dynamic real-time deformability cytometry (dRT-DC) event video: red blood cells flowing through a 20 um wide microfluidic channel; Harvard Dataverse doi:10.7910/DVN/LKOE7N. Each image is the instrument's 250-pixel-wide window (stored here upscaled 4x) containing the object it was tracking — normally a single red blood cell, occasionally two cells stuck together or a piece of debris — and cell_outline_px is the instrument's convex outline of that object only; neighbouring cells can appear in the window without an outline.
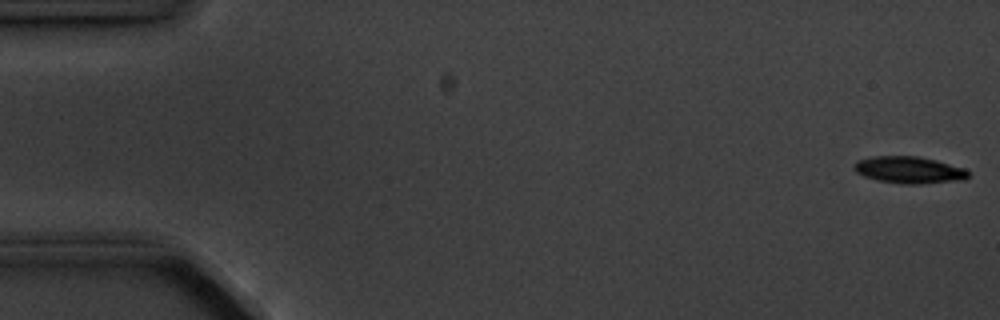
{"species": "common noctule bat (a hibernating species)", "species_latin": "Nyctalus noctula", "temperature_condition": "cold", "stored_images_in_passage": 6, "camera_frame_rate_fps": 3000, "um_per_image_px": 0.085, "animal": {"sex": "male", "body_mass_g": 20.1, "forearm_length_mm": 53.5}, "frame": {"image": 1, "passage_image": 1, "time_ms": 0.0, "image_size_px": [1000, 320], "cell_outline_px": [[968, 176], [964, 180], [920, 184], [904, 184], [880, 180], [864, 176], [856, 172], [852, 168], [852, 164], [856, 160], [872, 156], [920, 156], [936, 160], [964, 168], [968, 172]], "centroid_in_image_um": [77.24, 14.43], "position_along_channel_um": 7.8, "area_um2": 17.98}}
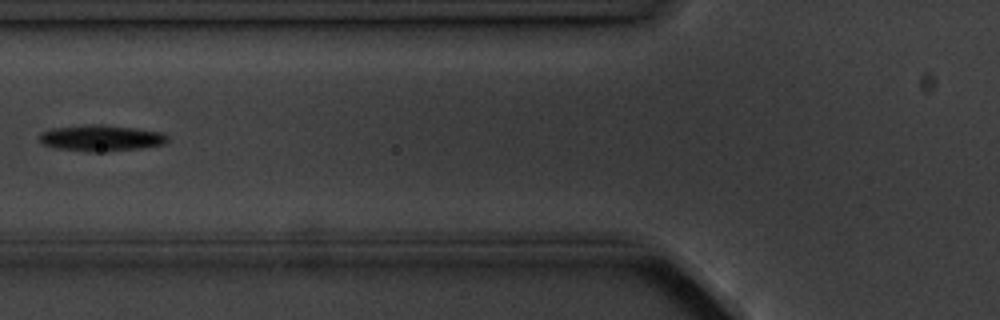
{"frame": {"image": 2, "passage_image": 6, "time_ms": 6.667, "image_size_px": [1000, 320], "cell_outline_px": [[168, 140], [164, 144], [140, 148], [108, 152], [92, 152], [56, 148], [44, 144], [40, 140], [40, 132], [52, 128], [96, 124], [100, 124], [136, 128], [164, 132], [168, 136]], "centroid_in_image_um": [8.63, 11.74], "position_along_channel_um": 117.2, "area_um2": 19.59}}